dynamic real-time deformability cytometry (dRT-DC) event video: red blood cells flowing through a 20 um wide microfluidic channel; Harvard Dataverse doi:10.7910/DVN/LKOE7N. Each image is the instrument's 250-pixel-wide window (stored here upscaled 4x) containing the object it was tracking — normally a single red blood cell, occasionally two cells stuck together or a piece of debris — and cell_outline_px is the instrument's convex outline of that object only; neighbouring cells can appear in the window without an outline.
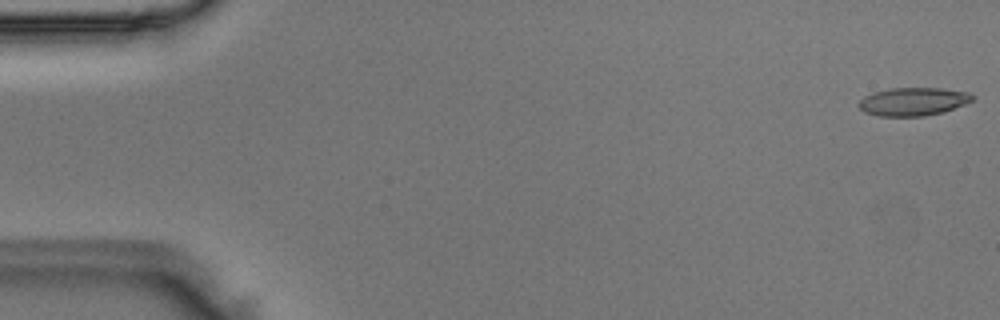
{"species": "Egyptian fruit bat (a non-hibernating species)", "species_latin": "Rousettus aegyptiacus", "temperature_condition": "room temperature", "stored_images_in_passage": 16, "camera_frame_rate_fps": 3000, "um_per_image_px": 0.085, "animal": {"sex": "male"}, "frame": {"image": 1, "passage_image": 1, "time_ms": 0.0, "image_size_px": [1000, 320], "cell_outline_px": [[976, 96], [972, 100], [964, 104], [944, 112], [924, 116], [880, 116], [864, 112], [856, 104], [864, 96], [872, 92], [892, 88], [940, 88], [968, 92]], "centroid_in_image_um": [77.6, 8.63], "position_along_channel_um": 7.4, "area_um2": 18.73}}
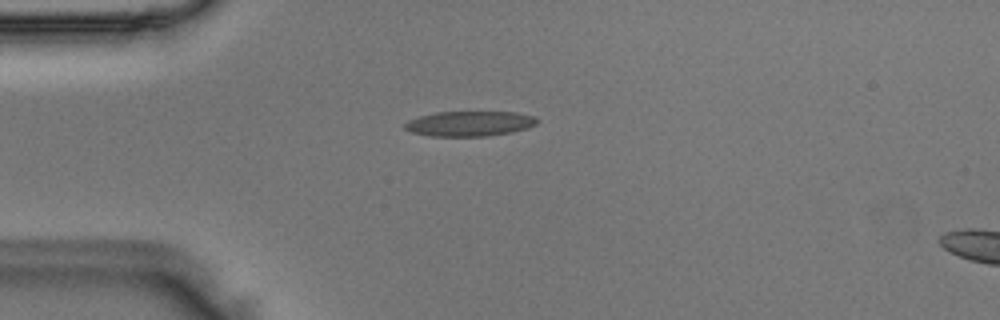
{"frame": {"image": 2, "passage_image": 13, "time_ms": 4.0, "image_size_px": [1000, 320], "cell_outline_px": [[540, 120], [536, 124], [528, 128], [512, 132], [488, 136], [428, 136], [412, 132], [404, 128], [404, 124], [408, 120], [420, 116], [436, 112], [516, 112], [536, 116]], "centroid_in_image_um": [39.95, 10.51], "position_along_channel_um": 45.1, "area_um2": 19.48}}